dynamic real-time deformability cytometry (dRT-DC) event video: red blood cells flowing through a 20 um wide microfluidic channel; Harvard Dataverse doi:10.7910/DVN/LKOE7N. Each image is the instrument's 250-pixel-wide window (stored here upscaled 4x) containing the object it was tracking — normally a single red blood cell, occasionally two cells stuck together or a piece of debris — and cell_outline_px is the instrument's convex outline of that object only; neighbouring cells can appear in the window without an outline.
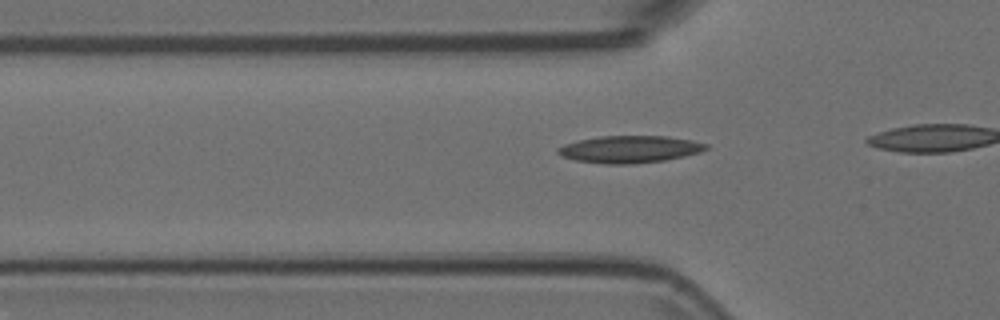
{"species": "Egyptian fruit bat (a non-hibernating species)", "species_latin": "Rousettus aegyptiacus", "temperature_condition": "room temperature", "stored_images_in_passage": 17, "camera_frame_rate_fps": 3000, "um_per_image_px": 0.085, "animal": {"sex": "female"}, "frame": {"image": 1, "passage_image": 11, "time_ms": 3.333, "image_size_px": [1000, 320], "cell_outline_px": [[708, 148], [700, 152], [684, 156], [664, 160], [636, 164], [604, 164], [576, 160], [560, 156], [556, 152], [556, 148], [564, 144], [580, 140], [600, 136], [668, 136], [692, 140], [708, 144]], "centroid_in_image_um": [53.51, 12.69], "position_along_channel_um": 72.3, "area_um2": 23.52}}
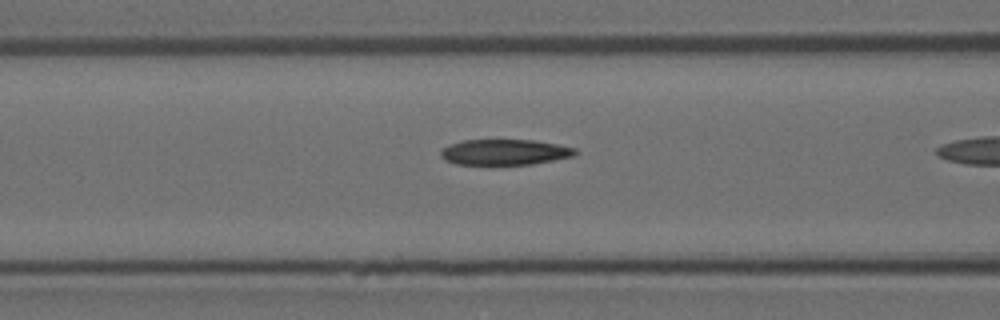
{"frame": {"image": 2, "passage_image": 15, "time_ms": 4.667, "image_size_px": [1000, 320], "cell_outline_px": [[580, 152], [572, 156], [532, 164], [456, 164], [444, 160], [440, 156], [440, 152], [444, 148], [452, 144], [464, 140], [532, 140], [556, 144], [576, 148]], "centroid_in_image_um": [42.91, 12.93], "position_along_channel_um": 123.7, "area_um2": 19.88}}